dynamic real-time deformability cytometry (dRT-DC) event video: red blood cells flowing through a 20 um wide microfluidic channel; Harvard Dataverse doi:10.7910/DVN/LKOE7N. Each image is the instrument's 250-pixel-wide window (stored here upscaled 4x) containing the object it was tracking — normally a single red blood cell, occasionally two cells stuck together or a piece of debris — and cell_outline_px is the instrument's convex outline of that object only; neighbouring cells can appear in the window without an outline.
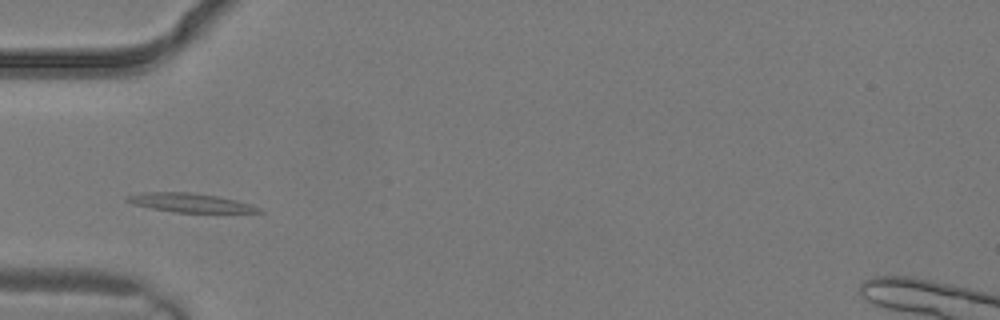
{"species": "common noctule bat (a hibernating species)", "species_latin": "Nyctalus noctula", "temperature_condition": "warm", "stored_images_in_passage": 1, "camera_frame_rate_fps": 3000, "um_per_image_px": 0.085, "animal": {"sex": "male", "body_mass_g": 19.2, "forearm_length_mm": 51.8}, "frame": {"image": 1, "passage_image": 1, "time_ms": 0.0, "image_size_px": [1000, 320], "cell_outline_px": [[264, 212], [172, 212], [132, 204], [124, 200], [128, 196], [144, 192], [188, 192], [216, 196], [236, 200], [260, 208]], "centroid_in_image_um": [16.11, 17.23], "position_along_channel_um": 68.9, "area_um2": 14.22}}